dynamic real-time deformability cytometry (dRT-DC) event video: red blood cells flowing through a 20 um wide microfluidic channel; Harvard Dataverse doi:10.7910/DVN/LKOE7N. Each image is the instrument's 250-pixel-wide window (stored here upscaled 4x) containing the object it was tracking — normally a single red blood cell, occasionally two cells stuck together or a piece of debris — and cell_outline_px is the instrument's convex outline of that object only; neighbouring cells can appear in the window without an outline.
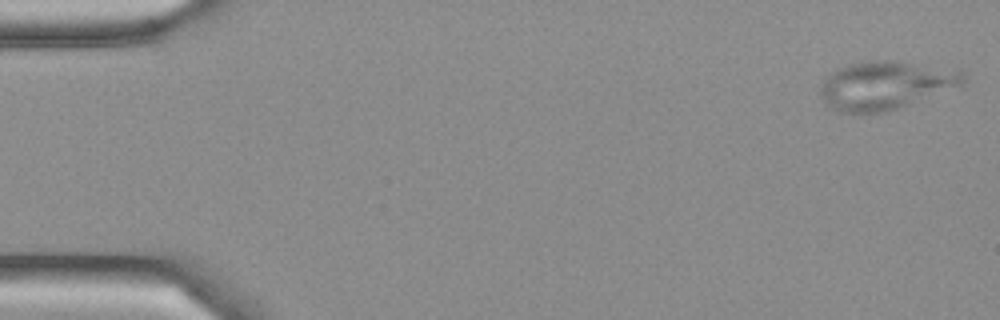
{"species": "Egyptian fruit bat (a non-hibernating species)", "species_latin": "Rousettus aegyptiacus", "temperature_condition": "cold", "stored_images_in_passage": 6, "camera_frame_rate_fps": 3000, "um_per_image_px": 0.085, "frame": {"image": 1, "passage_image": 1, "time_ms": 0.0, "image_size_px": [1000, 320], "cell_outline_px": [[964, 84], [888, 112], [836, 112], [828, 108], [820, 92], [820, 88], [824, 80], [836, 68], [848, 64], [872, 60], [896, 60], [960, 68], [964, 76]], "centroid_in_image_um": [75.3, 7.22], "position_along_channel_um": 9.7, "area_um2": 40.63}}